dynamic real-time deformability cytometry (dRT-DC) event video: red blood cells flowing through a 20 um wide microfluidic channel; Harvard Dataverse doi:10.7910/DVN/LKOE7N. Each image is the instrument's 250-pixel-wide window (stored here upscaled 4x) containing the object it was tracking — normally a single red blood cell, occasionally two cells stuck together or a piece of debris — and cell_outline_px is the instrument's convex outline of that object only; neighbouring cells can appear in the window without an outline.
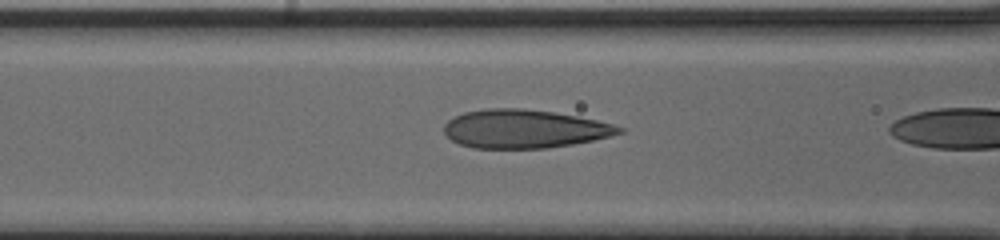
{"species": "human", "species_latin": "Homo sapiens", "temperature_condition": "cold", "stored_images_in_passage": 23, "camera_frame_rate_fps": 3000, "um_per_image_px": 0.085, "donor": {"sex": "male"}, "frame": {"image": 1, "passage_image": 22, "time_ms": 7.0, "image_size_px": [1000, 240], "cell_outline_px": [[624, 132], [612, 136], [572, 144], [544, 148], [472, 148], [460, 144], [452, 140], [444, 132], [444, 124], [448, 120], [464, 112], [484, 108], [524, 108], [556, 112], [596, 120], [612, 124], [624, 128]], "centroid_in_image_um": [44.56, 10.94], "position_along_channel_um": 122.0, "area_um2": 39.3}}